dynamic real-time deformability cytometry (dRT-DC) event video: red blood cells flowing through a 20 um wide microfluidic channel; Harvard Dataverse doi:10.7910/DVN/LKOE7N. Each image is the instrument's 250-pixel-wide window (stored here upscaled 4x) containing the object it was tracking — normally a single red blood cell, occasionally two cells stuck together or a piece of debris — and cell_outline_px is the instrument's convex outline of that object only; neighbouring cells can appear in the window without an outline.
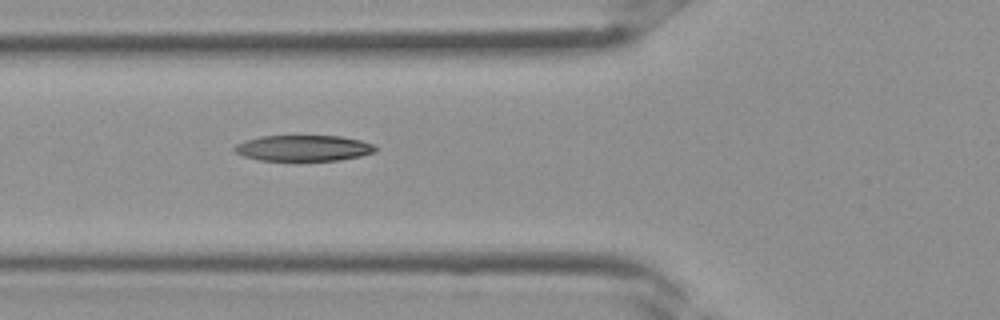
{"species": "Egyptian fruit bat (a non-hibernating species)", "species_latin": "Rousettus aegyptiacus", "temperature_condition": "room temperature", "stored_images_in_passage": 2, "camera_frame_rate_fps": 3000, "um_per_image_px": 0.085, "frame": {"image": 1, "passage_image": 2, "time_ms": 0.333, "image_size_px": [1000, 320], "cell_outline_px": [[376, 152], [360, 156], [340, 160], [260, 160], [244, 156], [236, 152], [232, 148], [236, 144], [244, 140], [260, 136], [340, 136], [360, 140], [376, 144]], "centroid_in_image_um": [25.81, 12.58], "position_along_channel_um": 100.0, "area_um2": 21.27}}